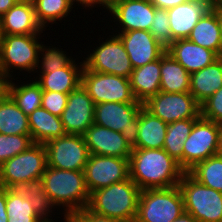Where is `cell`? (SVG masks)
I'll return each instance as SVG.
<instances>
[{
  "label": "cell",
  "mask_w": 222,
  "mask_h": 222,
  "mask_svg": "<svg viewBox=\"0 0 222 222\" xmlns=\"http://www.w3.org/2000/svg\"><path fill=\"white\" fill-rule=\"evenodd\" d=\"M219 124L200 117L183 143V171L188 172L203 160L217 155Z\"/></svg>",
  "instance_id": "7c38bea8"
},
{
  "label": "cell",
  "mask_w": 222,
  "mask_h": 222,
  "mask_svg": "<svg viewBox=\"0 0 222 222\" xmlns=\"http://www.w3.org/2000/svg\"><path fill=\"white\" fill-rule=\"evenodd\" d=\"M7 222H44L19 188H6Z\"/></svg>",
  "instance_id": "1f68e13d"
},
{
  "label": "cell",
  "mask_w": 222,
  "mask_h": 222,
  "mask_svg": "<svg viewBox=\"0 0 222 222\" xmlns=\"http://www.w3.org/2000/svg\"><path fill=\"white\" fill-rule=\"evenodd\" d=\"M33 144L31 135L0 134V165L27 150Z\"/></svg>",
  "instance_id": "8d00e7d4"
},
{
  "label": "cell",
  "mask_w": 222,
  "mask_h": 222,
  "mask_svg": "<svg viewBox=\"0 0 222 222\" xmlns=\"http://www.w3.org/2000/svg\"><path fill=\"white\" fill-rule=\"evenodd\" d=\"M46 167L45 145L34 143L27 150L0 165V187L20 188L30 180L42 178Z\"/></svg>",
  "instance_id": "8992f818"
},
{
  "label": "cell",
  "mask_w": 222,
  "mask_h": 222,
  "mask_svg": "<svg viewBox=\"0 0 222 222\" xmlns=\"http://www.w3.org/2000/svg\"><path fill=\"white\" fill-rule=\"evenodd\" d=\"M65 222H77L72 216L64 217Z\"/></svg>",
  "instance_id": "816d5d0a"
},
{
  "label": "cell",
  "mask_w": 222,
  "mask_h": 222,
  "mask_svg": "<svg viewBox=\"0 0 222 222\" xmlns=\"http://www.w3.org/2000/svg\"><path fill=\"white\" fill-rule=\"evenodd\" d=\"M19 0H0V17H2Z\"/></svg>",
  "instance_id": "f6af8a7d"
},
{
  "label": "cell",
  "mask_w": 222,
  "mask_h": 222,
  "mask_svg": "<svg viewBox=\"0 0 222 222\" xmlns=\"http://www.w3.org/2000/svg\"><path fill=\"white\" fill-rule=\"evenodd\" d=\"M44 145L47 151V166L84 171L90 154L83 135L66 134Z\"/></svg>",
  "instance_id": "4fadbf2b"
},
{
  "label": "cell",
  "mask_w": 222,
  "mask_h": 222,
  "mask_svg": "<svg viewBox=\"0 0 222 222\" xmlns=\"http://www.w3.org/2000/svg\"><path fill=\"white\" fill-rule=\"evenodd\" d=\"M184 171L163 148H132L129 177L140 190L178 186Z\"/></svg>",
  "instance_id": "6da1fadb"
},
{
  "label": "cell",
  "mask_w": 222,
  "mask_h": 222,
  "mask_svg": "<svg viewBox=\"0 0 222 222\" xmlns=\"http://www.w3.org/2000/svg\"><path fill=\"white\" fill-rule=\"evenodd\" d=\"M71 2L73 3L74 6H78V5L81 4V6H83V8H81V10L84 9V8L87 9V7H89L88 9L92 10L93 7H96V6L100 7V6H102V10L105 9V10L109 11L108 0H71ZM75 2L78 5H75L76 4Z\"/></svg>",
  "instance_id": "b9f144b4"
},
{
  "label": "cell",
  "mask_w": 222,
  "mask_h": 222,
  "mask_svg": "<svg viewBox=\"0 0 222 222\" xmlns=\"http://www.w3.org/2000/svg\"><path fill=\"white\" fill-rule=\"evenodd\" d=\"M68 102V94L54 92V91H43L41 107L45 108L51 114L61 116Z\"/></svg>",
  "instance_id": "ab89813d"
},
{
  "label": "cell",
  "mask_w": 222,
  "mask_h": 222,
  "mask_svg": "<svg viewBox=\"0 0 222 222\" xmlns=\"http://www.w3.org/2000/svg\"><path fill=\"white\" fill-rule=\"evenodd\" d=\"M160 81V59L133 69L129 77L133 96L142 104L160 92Z\"/></svg>",
  "instance_id": "603a6c76"
},
{
  "label": "cell",
  "mask_w": 222,
  "mask_h": 222,
  "mask_svg": "<svg viewBox=\"0 0 222 222\" xmlns=\"http://www.w3.org/2000/svg\"><path fill=\"white\" fill-rule=\"evenodd\" d=\"M166 52L190 74L203 69L219 58L214 51L199 46L188 39L174 40L166 48Z\"/></svg>",
  "instance_id": "44dd1931"
},
{
  "label": "cell",
  "mask_w": 222,
  "mask_h": 222,
  "mask_svg": "<svg viewBox=\"0 0 222 222\" xmlns=\"http://www.w3.org/2000/svg\"><path fill=\"white\" fill-rule=\"evenodd\" d=\"M19 189L29 198L34 211L44 222H55L49 217L52 218L50 215L53 214V211H55L54 208L56 207L52 204L49 196L45 192L41 178L30 180L23 184Z\"/></svg>",
  "instance_id": "836d02e7"
},
{
  "label": "cell",
  "mask_w": 222,
  "mask_h": 222,
  "mask_svg": "<svg viewBox=\"0 0 222 222\" xmlns=\"http://www.w3.org/2000/svg\"><path fill=\"white\" fill-rule=\"evenodd\" d=\"M41 179L52 204L58 210L60 207L64 210L63 217L73 216L88 206L90 194L85 184L84 171L47 166Z\"/></svg>",
  "instance_id": "7a4b0ae2"
},
{
  "label": "cell",
  "mask_w": 222,
  "mask_h": 222,
  "mask_svg": "<svg viewBox=\"0 0 222 222\" xmlns=\"http://www.w3.org/2000/svg\"><path fill=\"white\" fill-rule=\"evenodd\" d=\"M218 155L222 156V123L219 124V146H218Z\"/></svg>",
  "instance_id": "681fc988"
},
{
  "label": "cell",
  "mask_w": 222,
  "mask_h": 222,
  "mask_svg": "<svg viewBox=\"0 0 222 222\" xmlns=\"http://www.w3.org/2000/svg\"><path fill=\"white\" fill-rule=\"evenodd\" d=\"M38 23L45 30L51 23L61 22L73 10L71 0H32Z\"/></svg>",
  "instance_id": "d6a6232c"
},
{
  "label": "cell",
  "mask_w": 222,
  "mask_h": 222,
  "mask_svg": "<svg viewBox=\"0 0 222 222\" xmlns=\"http://www.w3.org/2000/svg\"><path fill=\"white\" fill-rule=\"evenodd\" d=\"M142 103L104 102L95 104L94 124L121 132L133 148L139 131V110Z\"/></svg>",
  "instance_id": "ba28073f"
},
{
  "label": "cell",
  "mask_w": 222,
  "mask_h": 222,
  "mask_svg": "<svg viewBox=\"0 0 222 222\" xmlns=\"http://www.w3.org/2000/svg\"><path fill=\"white\" fill-rule=\"evenodd\" d=\"M201 117L222 123V87L219 88L212 96L205 100L201 105Z\"/></svg>",
  "instance_id": "f35d334b"
},
{
  "label": "cell",
  "mask_w": 222,
  "mask_h": 222,
  "mask_svg": "<svg viewBox=\"0 0 222 222\" xmlns=\"http://www.w3.org/2000/svg\"><path fill=\"white\" fill-rule=\"evenodd\" d=\"M9 79L6 93L12 98L15 104L26 114L30 115L35 109L41 107L43 90L40 85L30 80L28 83L18 82L17 84Z\"/></svg>",
  "instance_id": "f546056e"
},
{
  "label": "cell",
  "mask_w": 222,
  "mask_h": 222,
  "mask_svg": "<svg viewBox=\"0 0 222 222\" xmlns=\"http://www.w3.org/2000/svg\"><path fill=\"white\" fill-rule=\"evenodd\" d=\"M0 24L2 35H42L45 32L37 21L32 0H19L0 17Z\"/></svg>",
  "instance_id": "ffe728a7"
},
{
  "label": "cell",
  "mask_w": 222,
  "mask_h": 222,
  "mask_svg": "<svg viewBox=\"0 0 222 222\" xmlns=\"http://www.w3.org/2000/svg\"><path fill=\"white\" fill-rule=\"evenodd\" d=\"M77 222H123L118 219L110 218L107 216L99 215L90 211L87 207L76 212L72 216Z\"/></svg>",
  "instance_id": "60d3db41"
},
{
  "label": "cell",
  "mask_w": 222,
  "mask_h": 222,
  "mask_svg": "<svg viewBox=\"0 0 222 222\" xmlns=\"http://www.w3.org/2000/svg\"><path fill=\"white\" fill-rule=\"evenodd\" d=\"M188 173L206 187L222 193V156L214 155L195 165Z\"/></svg>",
  "instance_id": "e575fe53"
},
{
  "label": "cell",
  "mask_w": 222,
  "mask_h": 222,
  "mask_svg": "<svg viewBox=\"0 0 222 222\" xmlns=\"http://www.w3.org/2000/svg\"><path fill=\"white\" fill-rule=\"evenodd\" d=\"M28 121L34 143L45 144L67 134L60 117L51 114L43 107L35 109L28 115Z\"/></svg>",
  "instance_id": "484cf974"
},
{
  "label": "cell",
  "mask_w": 222,
  "mask_h": 222,
  "mask_svg": "<svg viewBox=\"0 0 222 222\" xmlns=\"http://www.w3.org/2000/svg\"><path fill=\"white\" fill-rule=\"evenodd\" d=\"M140 189L130 179L93 191L87 208L99 215L134 222L137 215Z\"/></svg>",
  "instance_id": "3957f363"
},
{
  "label": "cell",
  "mask_w": 222,
  "mask_h": 222,
  "mask_svg": "<svg viewBox=\"0 0 222 222\" xmlns=\"http://www.w3.org/2000/svg\"><path fill=\"white\" fill-rule=\"evenodd\" d=\"M184 210L199 222H222V193L206 187L184 172L178 184Z\"/></svg>",
  "instance_id": "52a82bcc"
},
{
  "label": "cell",
  "mask_w": 222,
  "mask_h": 222,
  "mask_svg": "<svg viewBox=\"0 0 222 222\" xmlns=\"http://www.w3.org/2000/svg\"><path fill=\"white\" fill-rule=\"evenodd\" d=\"M167 126L160 118L153 116L143 106L139 110V131L137 143L133 148L161 149L163 148Z\"/></svg>",
  "instance_id": "4316f807"
},
{
  "label": "cell",
  "mask_w": 222,
  "mask_h": 222,
  "mask_svg": "<svg viewBox=\"0 0 222 222\" xmlns=\"http://www.w3.org/2000/svg\"><path fill=\"white\" fill-rule=\"evenodd\" d=\"M222 87V56L203 69L190 74L189 92L201 105Z\"/></svg>",
  "instance_id": "cb8c5ba5"
},
{
  "label": "cell",
  "mask_w": 222,
  "mask_h": 222,
  "mask_svg": "<svg viewBox=\"0 0 222 222\" xmlns=\"http://www.w3.org/2000/svg\"><path fill=\"white\" fill-rule=\"evenodd\" d=\"M198 119L178 120L167 126V134L163 149L178 162L183 170V143L190 135L194 123Z\"/></svg>",
  "instance_id": "4dcf8cb0"
},
{
  "label": "cell",
  "mask_w": 222,
  "mask_h": 222,
  "mask_svg": "<svg viewBox=\"0 0 222 222\" xmlns=\"http://www.w3.org/2000/svg\"><path fill=\"white\" fill-rule=\"evenodd\" d=\"M45 45L46 44L41 43V46L39 47V63L37 69H39L40 72L38 73H48L61 69L73 59L72 55L71 57L68 56L69 54L66 53V50L64 51L62 48L60 49L53 45L49 47Z\"/></svg>",
  "instance_id": "d590c367"
},
{
  "label": "cell",
  "mask_w": 222,
  "mask_h": 222,
  "mask_svg": "<svg viewBox=\"0 0 222 222\" xmlns=\"http://www.w3.org/2000/svg\"><path fill=\"white\" fill-rule=\"evenodd\" d=\"M112 33L107 36L105 42L100 43L99 41L100 45L93 47L92 53L87 51L89 52L87 57H83L85 58L83 60L84 68L129 78L134 68L119 36L117 33H113V35Z\"/></svg>",
  "instance_id": "9c48e42d"
},
{
  "label": "cell",
  "mask_w": 222,
  "mask_h": 222,
  "mask_svg": "<svg viewBox=\"0 0 222 222\" xmlns=\"http://www.w3.org/2000/svg\"><path fill=\"white\" fill-rule=\"evenodd\" d=\"M172 222H199L190 213L183 212L178 218Z\"/></svg>",
  "instance_id": "bcb514c9"
},
{
  "label": "cell",
  "mask_w": 222,
  "mask_h": 222,
  "mask_svg": "<svg viewBox=\"0 0 222 222\" xmlns=\"http://www.w3.org/2000/svg\"><path fill=\"white\" fill-rule=\"evenodd\" d=\"M187 39L222 56L219 19L212 7L200 18Z\"/></svg>",
  "instance_id": "d4e9b609"
},
{
  "label": "cell",
  "mask_w": 222,
  "mask_h": 222,
  "mask_svg": "<svg viewBox=\"0 0 222 222\" xmlns=\"http://www.w3.org/2000/svg\"><path fill=\"white\" fill-rule=\"evenodd\" d=\"M156 8L169 9L188 0H149Z\"/></svg>",
  "instance_id": "7bdbcfd3"
},
{
  "label": "cell",
  "mask_w": 222,
  "mask_h": 222,
  "mask_svg": "<svg viewBox=\"0 0 222 222\" xmlns=\"http://www.w3.org/2000/svg\"><path fill=\"white\" fill-rule=\"evenodd\" d=\"M8 79L0 72V99L6 94Z\"/></svg>",
  "instance_id": "7dc6e473"
},
{
  "label": "cell",
  "mask_w": 222,
  "mask_h": 222,
  "mask_svg": "<svg viewBox=\"0 0 222 222\" xmlns=\"http://www.w3.org/2000/svg\"><path fill=\"white\" fill-rule=\"evenodd\" d=\"M122 41L134 69L160 59L166 52L155 37L146 30H131L117 34Z\"/></svg>",
  "instance_id": "e0dca14e"
},
{
  "label": "cell",
  "mask_w": 222,
  "mask_h": 222,
  "mask_svg": "<svg viewBox=\"0 0 222 222\" xmlns=\"http://www.w3.org/2000/svg\"><path fill=\"white\" fill-rule=\"evenodd\" d=\"M6 188L0 187V222H7Z\"/></svg>",
  "instance_id": "ee69618b"
},
{
  "label": "cell",
  "mask_w": 222,
  "mask_h": 222,
  "mask_svg": "<svg viewBox=\"0 0 222 222\" xmlns=\"http://www.w3.org/2000/svg\"><path fill=\"white\" fill-rule=\"evenodd\" d=\"M81 85L93 99L94 104L140 103L133 96L129 78L83 68Z\"/></svg>",
  "instance_id": "30bf717a"
},
{
  "label": "cell",
  "mask_w": 222,
  "mask_h": 222,
  "mask_svg": "<svg viewBox=\"0 0 222 222\" xmlns=\"http://www.w3.org/2000/svg\"><path fill=\"white\" fill-rule=\"evenodd\" d=\"M83 136L89 154L130 158L132 148L125 141L121 132L93 124Z\"/></svg>",
  "instance_id": "ac0fdd59"
},
{
  "label": "cell",
  "mask_w": 222,
  "mask_h": 222,
  "mask_svg": "<svg viewBox=\"0 0 222 222\" xmlns=\"http://www.w3.org/2000/svg\"><path fill=\"white\" fill-rule=\"evenodd\" d=\"M212 4L222 3V0H209Z\"/></svg>",
  "instance_id": "f5cc1de1"
},
{
  "label": "cell",
  "mask_w": 222,
  "mask_h": 222,
  "mask_svg": "<svg viewBox=\"0 0 222 222\" xmlns=\"http://www.w3.org/2000/svg\"><path fill=\"white\" fill-rule=\"evenodd\" d=\"M149 31L165 48H167L172 43V34L170 31L167 9H160L155 7L154 19Z\"/></svg>",
  "instance_id": "74e56055"
},
{
  "label": "cell",
  "mask_w": 222,
  "mask_h": 222,
  "mask_svg": "<svg viewBox=\"0 0 222 222\" xmlns=\"http://www.w3.org/2000/svg\"><path fill=\"white\" fill-rule=\"evenodd\" d=\"M93 99L80 85L68 94V102L60 119L67 134L83 135L94 124Z\"/></svg>",
  "instance_id": "9a60e30c"
},
{
  "label": "cell",
  "mask_w": 222,
  "mask_h": 222,
  "mask_svg": "<svg viewBox=\"0 0 222 222\" xmlns=\"http://www.w3.org/2000/svg\"><path fill=\"white\" fill-rule=\"evenodd\" d=\"M89 194L129 178V159L90 154L84 168Z\"/></svg>",
  "instance_id": "5bb4252c"
},
{
  "label": "cell",
  "mask_w": 222,
  "mask_h": 222,
  "mask_svg": "<svg viewBox=\"0 0 222 222\" xmlns=\"http://www.w3.org/2000/svg\"><path fill=\"white\" fill-rule=\"evenodd\" d=\"M40 34L2 35L0 42V72L9 80L13 71L38 72ZM13 67V68H12ZM11 69V70H10ZM15 69V70H14ZM35 71V72H34ZM11 73V74H10Z\"/></svg>",
  "instance_id": "277c9868"
},
{
  "label": "cell",
  "mask_w": 222,
  "mask_h": 222,
  "mask_svg": "<svg viewBox=\"0 0 222 222\" xmlns=\"http://www.w3.org/2000/svg\"><path fill=\"white\" fill-rule=\"evenodd\" d=\"M143 107L166 124L201 117V106L190 92L166 93L160 91L143 103Z\"/></svg>",
  "instance_id": "8fae6325"
},
{
  "label": "cell",
  "mask_w": 222,
  "mask_h": 222,
  "mask_svg": "<svg viewBox=\"0 0 222 222\" xmlns=\"http://www.w3.org/2000/svg\"><path fill=\"white\" fill-rule=\"evenodd\" d=\"M118 33L131 30L149 31L153 23L155 6L149 0H130L115 4L109 11ZM121 25V26H120Z\"/></svg>",
  "instance_id": "2e32d148"
},
{
  "label": "cell",
  "mask_w": 222,
  "mask_h": 222,
  "mask_svg": "<svg viewBox=\"0 0 222 222\" xmlns=\"http://www.w3.org/2000/svg\"><path fill=\"white\" fill-rule=\"evenodd\" d=\"M212 8L217 12L220 30H221V40H222V3L213 4Z\"/></svg>",
  "instance_id": "c3c4849f"
},
{
  "label": "cell",
  "mask_w": 222,
  "mask_h": 222,
  "mask_svg": "<svg viewBox=\"0 0 222 222\" xmlns=\"http://www.w3.org/2000/svg\"><path fill=\"white\" fill-rule=\"evenodd\" d=\"M2 34H1V24H0V42H1Z\"/></svg>",
  "instance_id": "db71d44e"
},
{
  "label": "cell",
  "mask_w": 222,
  "mask_h": 222,
  "mask_svg": "<svg viewBox=\"0 0 222 222\" xmlns=\"http://www.w3.org/2000/svg\"><path fill=\"white\" fill-rule=\"evenodd\" d=\"M184 211L179 186L141 190L134 222H172Z\"/></svg>",
  "instance_id": "5b68a950"
},
{
  "label": "cell",
  "mask_w": 222,
  "mask_h": 222,
  "mask_svg": "<svg viewBox=\"0 0 222 222\" xmlns=\"http://www.w3.org/2000/svg\"><path fill=\"white\" fill-rule=\"evenodd\" d=\"M212 5L209 0H188L167 9L172 42L178 39H187L194 26Z\"/></svg>",
  "instance_id": "d6986e66"
},
{
  "label": "cell",
  "mask_w": 222,
  "mask_h": 222,
  "mask_svg": "<svg viewBox=\"0 0 222 222\" xmlns=\"http://www.w3.org/2000/svg\"><path fill=\"white\" fill-rule=\"evenodd\" d=\"M72 59L66 66L61 69L48 73H40L39 76L33 77L40 85L43 91H54L69 94L81 85V75L84 63L76 62ZM79 64V65H78Z\"/></svg>",
  "instance_id": "7402d4cb"
},
{
  "label": "cell",
  "mask_w": 222,
  "mask_h": 222,
  "mask_svg": "<svg viewBox=\"0 0 222 222\" xmlns=\"http://www.w3.org/2000/svg\"><path fill=\"white\" fill-rule=\"evenodd\" d=\"M0 134L31 135L28 116L7 93L0 99Z\"/></svg>",
  "instance_id": "f1b7e54d"
},
{
  "label": "cell",
  "mask_w": 222,
  "mask_h": 222,
  "mask_svg": "<svg viewBox=\"0 0 222 222\" xmlns=\"http://www.w3.org/2000/svg\"><path fill=\"white\" fill-rule=\"evenodd\" d=\"M124 1H130V0H108L109 3V10L118 3L124 2Z\"/></svg>",
  "instance_id": "f907efd6"
},
{
  "label": "cell",
  "mask_w": 222,
  "mask_h": 222,
  "mask_svg": "<svg viewBox=\"0 0 222 222\" xmlns=\"http://www.w3.org/2000/svg\"><path fill=\"white\" fill-rule=\"evenodd\" d=\"M160 75V91L189 92L190 73L167 52L160 58Z\"/></svg>",
  "instance_id": "83f0119b"
}]
</instances>
